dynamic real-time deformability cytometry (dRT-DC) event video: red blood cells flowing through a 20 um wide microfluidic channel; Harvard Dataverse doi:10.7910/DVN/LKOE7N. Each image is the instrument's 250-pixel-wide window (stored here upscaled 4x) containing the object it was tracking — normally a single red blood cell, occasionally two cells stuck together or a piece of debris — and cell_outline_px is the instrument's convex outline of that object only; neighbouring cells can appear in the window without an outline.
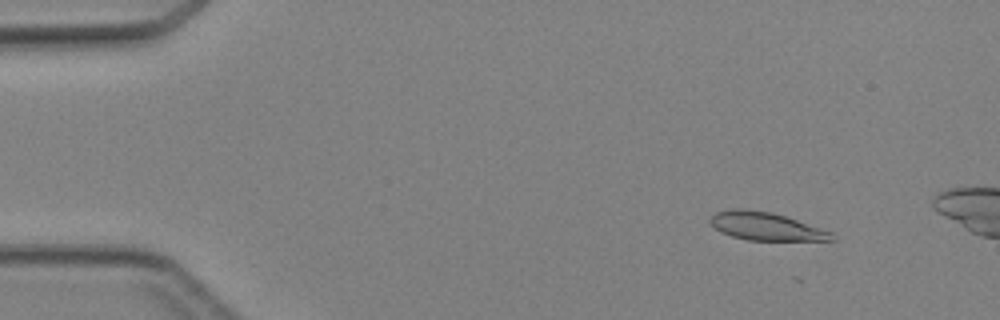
{"species": "Egyptian fruit bat (a non-hibernating species)", "species_latin": "Rousettus aegyptiacus", "temperature_condition": "cold", "stored_images_in_passage": 38, "camera_frame_rate_fps": 3000, "um_per_image_px": 0.085, "animal": {"sex": "female"}, "frame": {"image": 1, "passage_image": 5, "time_ms": 1.333, "image_size_px": [1000, 320], "cell_outline_px": [[836, 240], [748, 240], [732, 236], [720, 232], [708, 220], [716, 212], [740, 208], [772, 212], [832, 232]], "centroid_in_image_um": [65.09, 19.24], "position_along_channel_um": 19.9, "area_um2": 19.48}}
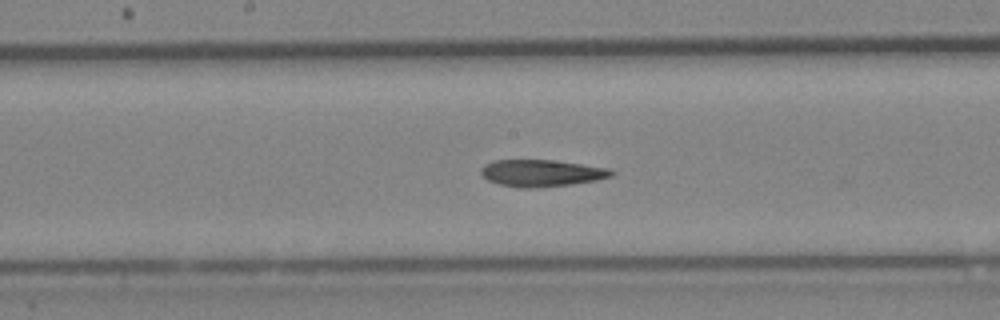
{"frame": {"image": 2, "passage_image": 24, "time_ms": 7.667, "image_size_px": [1000, 320], "cell_outline_px": [[616, 172], [612, 176], [596, 180], [572, 184], [536, 188], [516, 188], [500, 184], [488, 180], [480, 172], [480, 168], [484, 164], [492, 160], [552, 160], [612, 168]], "centroid_in_image_um": [46.04, 14.71], "position_along_channel_um": 202.2, "area_um2": 20.63}}
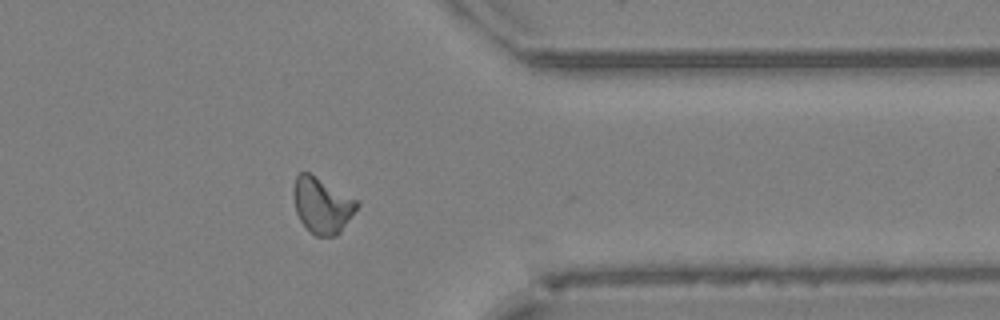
{"frame": {"image": 3, "passage_image": 37, "time_ms": 12.0, "image_size_px": [1000, 320], "cell_outline_px": [[360, 204], [340, 232], [336, 236], [316, 236], [300, 220], [296, 212], [292, 192], [292, 188], [296, 176], [300, 172], [308, 172], [360, 200]], "centroid_in_image_um": [27.38, 17.42], "position_along_channel_um": 384.0, "area_um2": 20.69}}